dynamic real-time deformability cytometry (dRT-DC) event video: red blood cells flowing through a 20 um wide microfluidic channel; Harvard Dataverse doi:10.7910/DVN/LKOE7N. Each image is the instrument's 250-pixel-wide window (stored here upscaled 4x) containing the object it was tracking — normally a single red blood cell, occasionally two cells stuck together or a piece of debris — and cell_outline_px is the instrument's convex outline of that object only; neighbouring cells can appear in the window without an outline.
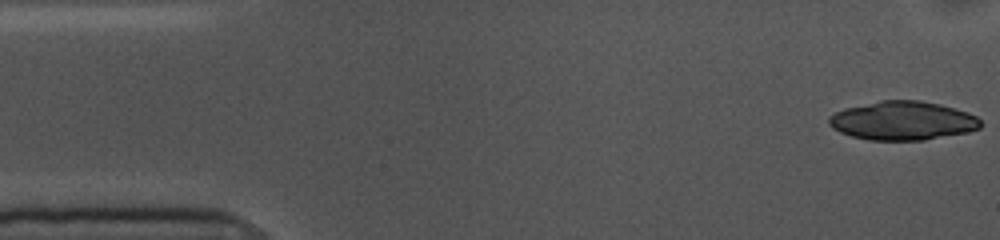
{"species": "common noctule bat (a hibernating species)", "species_latin": "Nyctalus noctula", "temperature_condition": "cold", "stored_images_in_passage": 54, "camera_frame_rate_fps": 3000, "um_per_image_px": 0.085, "animal": {"sex": "female", "body_mass_g": 10.0, "forearm_length_mm": 53.1}, "frame": {"image": 1, "passage_image": 1, "time_ms": 0.0, "image_size_px": [1000, 240], "cell_outline_px": [[980, 128], [968, 132], [924, 140], [868, 140], [852, 136], [840, 132], [832, 128], [828, 124], [828, 116], [844, 108], [880, 100], [920, 100], [940, 104], [968, 112], [976, 116], [980, 120]], "centroid_in_image_um": [76.71, 10.25], "position_along_channel_um": 8.3, "area_um2": 34.39}}